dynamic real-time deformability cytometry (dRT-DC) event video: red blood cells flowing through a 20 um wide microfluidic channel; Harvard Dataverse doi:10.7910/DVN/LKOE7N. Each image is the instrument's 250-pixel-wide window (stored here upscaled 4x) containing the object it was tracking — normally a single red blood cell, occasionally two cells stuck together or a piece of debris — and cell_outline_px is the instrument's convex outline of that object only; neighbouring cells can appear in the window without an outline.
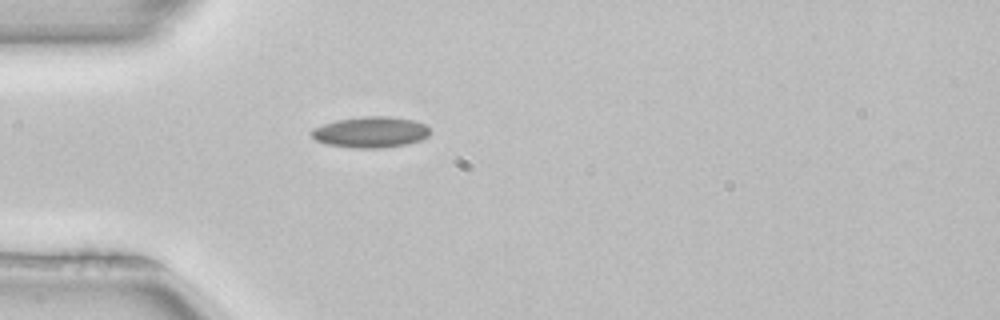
{"species": "common noctule bat (a hibernating species)", "species_latin": "Nyctalus noctula", "temperature_condition": "room temperature", "stored_images_in_passage": 37, "camera_frame_rate_fps": 3000, "um_per_image_px": 0.085, "animal": {"sex": "female", "body_mass_g": 22.7, "forearm_length_mm": 54.2}, "frame": {"image": 1, "passage_image": 1, "time_ms": 0.0, "image_size_px": [1000, 320], "cell_outline_px": [[428, 136], [420, 140], [408, 144], [384, 148], [356, 148], [328, 144], [316, 140], [312, 136], [312, 128], [336, 120], [360, 116], [388, 116], [412, 120], [424, 124], [428, 128]], "centroid_in_image_um": [31.5, 11.23], "position_along_channel_um": 53.5, "area_um2": 21.27}}
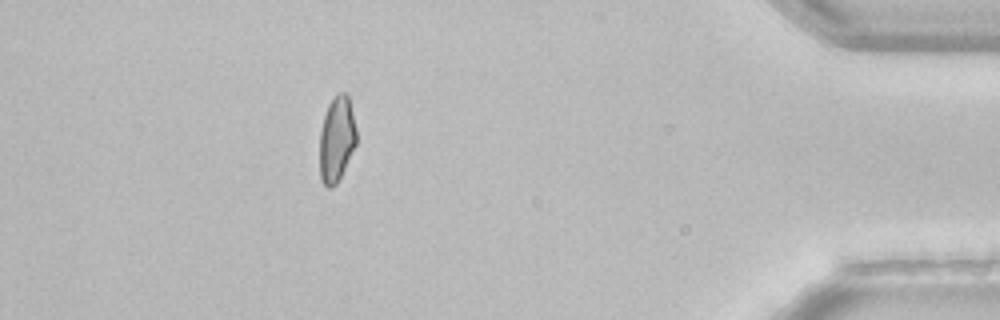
{"frame": {"image": 2, "passage_image": 32, "time_ms": 10.333, "image_size_px": [1000, 320], "cell_outline_px": [[356, 144], [336, 184], [332, 188], [328, 188], [324, 184], [320, 176], [320, 132], [324, 116], [328, 104], [336, 92], [344, 92], [348, 96], [356, 128]], "centroid_in_image_um": [28.6, 11.8], "position_along_channel_um": 406.6, "area_um2": 18.15}, "authors_computed_cell_mechanics": {"area_um2": 18.6694, "velocity_mm_per_s": 4.0002, "shape_relaxation_time_tau1_ms": null, "shape_relaxation_time_tau2_ms": 2.0359, "deformation_change_tau1": null, "deformation_change_tau2": 0.0548}}